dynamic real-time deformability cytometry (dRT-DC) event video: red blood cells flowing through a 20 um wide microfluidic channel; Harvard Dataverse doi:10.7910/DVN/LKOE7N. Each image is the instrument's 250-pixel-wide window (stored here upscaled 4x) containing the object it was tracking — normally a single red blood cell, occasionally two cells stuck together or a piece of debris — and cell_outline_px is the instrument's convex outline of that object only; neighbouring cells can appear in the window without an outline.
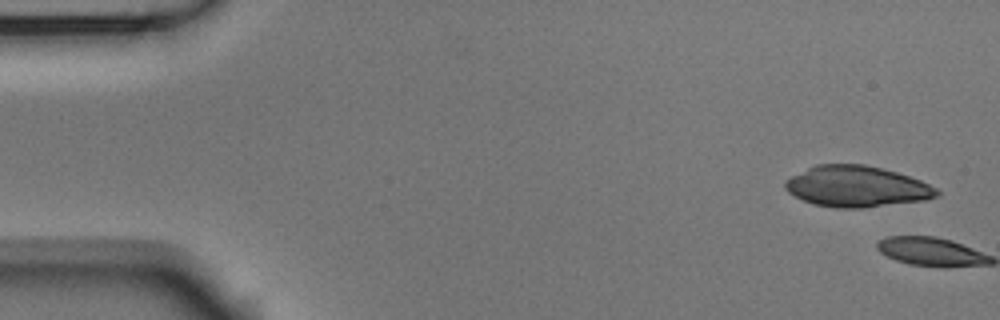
{"species": "Egyptian fruit bat (a non-hibernating species)", "species_latin": "Rousettus aegyptiacus", "temperature_condition": "room temperature", "stored_images_in_passage": 5, "segment_of_instrument_passage": [1, 2], "camera_frame_rate_fps": 3000, "um_per_image_px": 0.085, "animal": {"sex": "male"}, "frame": {"image": 1, "passage_image": 1, "time_ms": 0.0, "image_size_px": [1000, 320], "cell_outline_px": [[940, 192], [936, 196], [924, 200], [864, 208], [836, 208], [812, 204], [788, 192], [784, 188], [784, 180], [816, 164], [864, 164], [896, 172], [920, 180], [936, 188]], "centroid_in_image_um": [72.79, 15.86], "position_along_channel_um": 12.2, "area_um2": 36.07}}